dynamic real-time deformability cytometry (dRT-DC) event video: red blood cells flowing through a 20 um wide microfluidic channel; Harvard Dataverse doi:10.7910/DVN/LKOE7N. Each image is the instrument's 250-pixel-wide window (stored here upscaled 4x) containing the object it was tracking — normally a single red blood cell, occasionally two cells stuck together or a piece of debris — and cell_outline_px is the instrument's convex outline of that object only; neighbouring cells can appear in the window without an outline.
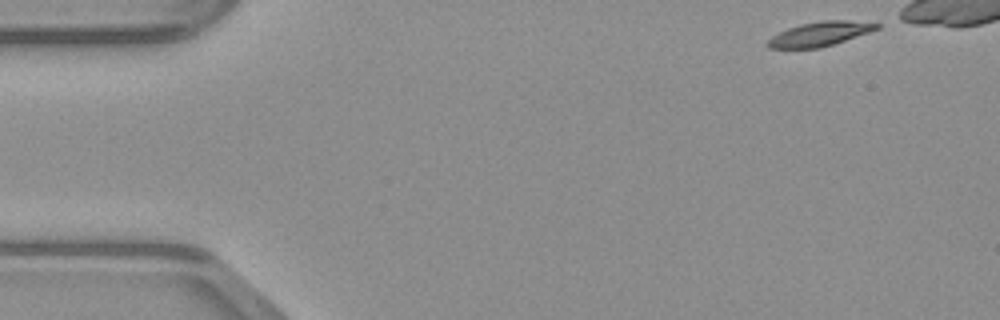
{"species": "common noctule bat (a hibernating species)", "species_latin": "Nyctalus noctula", "temperature_condition": "warm", "stored_images_in_passage": 12, "camera_frame_rate_fps": 3000, "um_per_image_px": 0.085, "animal": {"sex": "male", "body_mass_g": 23.1, "forearm_length_mm": 52.7}, "frame": {"image": 1, "passage_image": 1, "time_ms": 0.0, "image_size_px": [1000, 320], "cell_outline_px": [[880, 28], [820, 48], [768, 48], [764, 44], [772, 36], [788, 28], [800, 24], [820, 20], [848, 20], [880, 24]], "centroid_in_image_um": [69.64, 2.88], "position_along_channel_um": 15.4, "area_um2": 15.26}}